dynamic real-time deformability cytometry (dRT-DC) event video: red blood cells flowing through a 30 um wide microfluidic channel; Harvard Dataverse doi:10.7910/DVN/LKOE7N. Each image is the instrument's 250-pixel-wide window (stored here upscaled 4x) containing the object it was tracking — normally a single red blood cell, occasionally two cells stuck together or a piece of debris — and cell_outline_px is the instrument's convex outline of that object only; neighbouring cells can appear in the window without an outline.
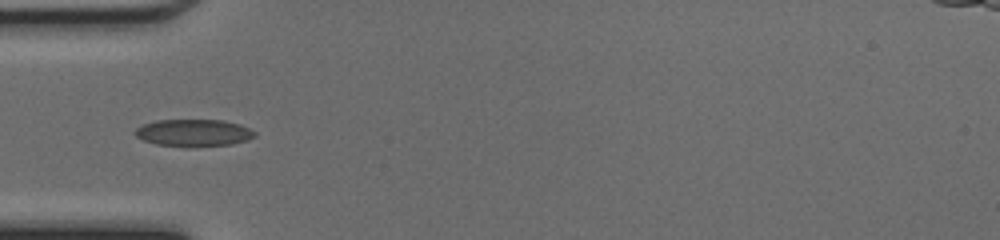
{"species": "common noctule bat (a hibernating species)", "species_latin": "Nyctalus noctula", "temperature_condition": "cold", "stored_images_in_passage": 33, "camera_frame_rate_fps": 3000, "um_per_image_px": 0.085, "animal": {"sex": "female", "body_mass_g": 17.0, "forearm_length_mm": 48.0}, "frame": {"image": 1, "passage_image": 1, "time_ms": 0.0, "image_size_px": [1000, 240], "cell_outline_px": [[256, 136], [248, 140], [232, 144], [192, 148], [188, 148], [156, 144], [144, 140], [136, 136], [132, 132], [136, 128], [144, 124], [156, 120], [224, 120], [240, 124], [256, 132]], "centroid_in_image_um": [16.47, 11.31], "position_along_channel_um": 68.5, "area_um2": 19.31}}
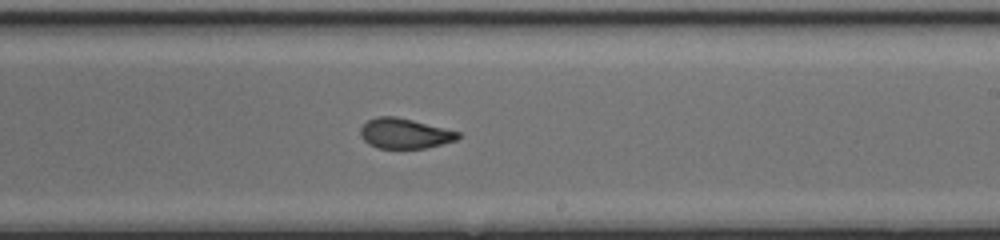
{"frame": {"image": 2, "passage_image": 14, "time_ms": 4.333, "image_size_px": [1000, 240], "cell_outline_px": [[464, 136], [456, 140], [424, 148], [376, 148], [368, 144], [360, 136], [360, 128], [368, 120], [376, 116], [396, 116], [460, 132]], "centroid_in_image_um": [34.38, 11.34], "position_along_channel_um": 254.6, "area_um2": 17.17}}
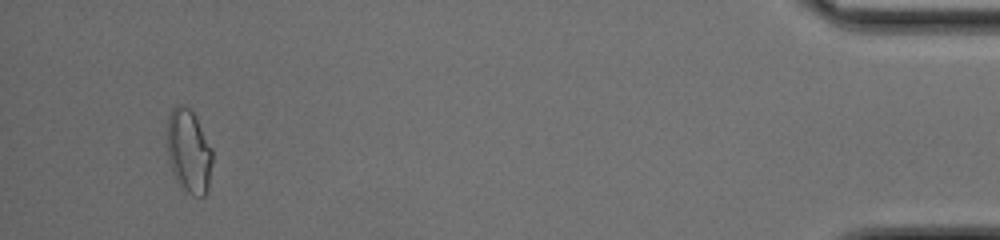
{"frame": {"image": 3, "passage_image": 31, "time_ms": 10.0, "image_size_px": [1000, 240], "cell_outline_px": [[212, 164], [208, 188], [204, 196], [192, 196], [184, 192], [176, 180], [172, 172], [168, 156], [168, 112], [176, 104], [184, 104], [192, 108], [212, 148]], "centroid_in_image_um": [16.05, 12.83], "position_along_channel_um": 419.1, "area_um2": 22.54}, "authors_computed_cell_mechanics": {"area_um2": 18.3804, "velocity_mm_per_s": 4.2834, "shape_relaxation_time_tau1_ms": null, "shape_relaxation_time_tau2_ms": 1.0649, "deformation_change_tau1": null, "deformation_change_tau2": 0.0582}}